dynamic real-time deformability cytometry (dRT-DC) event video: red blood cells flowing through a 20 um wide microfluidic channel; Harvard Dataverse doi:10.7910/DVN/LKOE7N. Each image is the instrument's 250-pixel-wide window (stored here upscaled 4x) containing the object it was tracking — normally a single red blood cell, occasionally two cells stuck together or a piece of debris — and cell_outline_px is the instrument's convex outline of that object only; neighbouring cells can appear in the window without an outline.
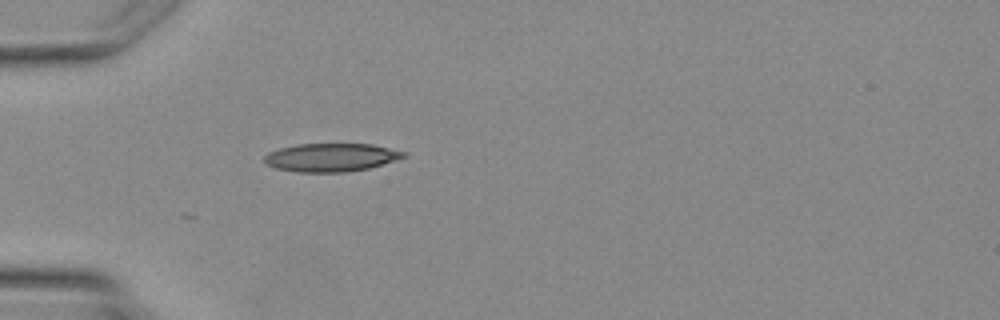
{"species": "Egyptian fruit bat (a non-hibernating species)", "species_latin": "Rousettus aegyptiacus", "temperature_condition": "warm", "stored_images_in_passage": 1, "camera_frame_rate_fps": 3000, "um_per_image_px": 0.085, "animal": {"sex": "female"}, "frame": {"image": 1, "passage_image": 1, "time_ms": 0.0, "image_size_px": [1000, 320], "cell_outline_px": [[408, 156], [396, 160], [368, 168], [344, 172], [296, 172], [276, 168], [268, 164], [264, 160], [264, 156], [268, 152], [280, 148], [296, 144], [372, 144], [408, 152]], "centroid_in_image_um": [28.16, 13.37], "position_along_channel_um": 56.8, "area_um2": 22.95}}